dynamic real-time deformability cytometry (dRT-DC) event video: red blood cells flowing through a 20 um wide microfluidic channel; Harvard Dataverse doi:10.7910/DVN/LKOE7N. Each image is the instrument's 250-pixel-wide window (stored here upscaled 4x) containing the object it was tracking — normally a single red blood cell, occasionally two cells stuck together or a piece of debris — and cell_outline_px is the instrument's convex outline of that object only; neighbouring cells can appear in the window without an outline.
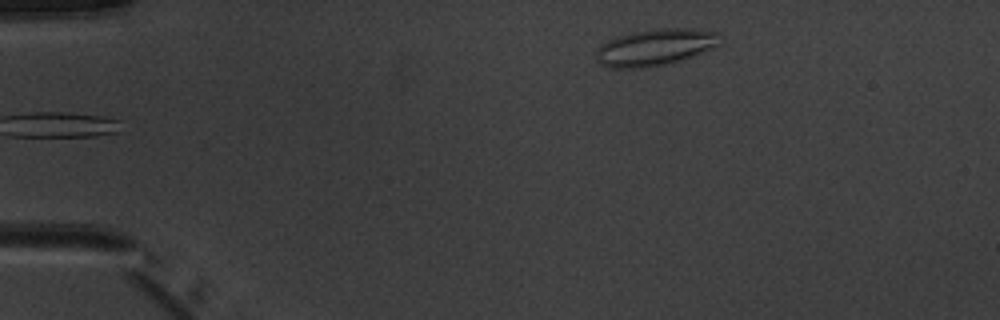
{"species": "common noctule bat (a hibernating species)", "species_latin": "Nyctalus noctula", "temperature_condition": "warm", "stored_images_in_passage": 5, "camera_frame_rate_fps": 3000, "um_per_image_px": 0.085, "animal": {"sex": "male", "body_mass_g": 20.1, "forearm_length_mm": 53.5}, "frame": {"image": 1, "passage_image": 5, "time_ms": 4.667, "image_size_px": [1000, 320], "cell_outline_px": [[724, 40], [716, 48], [668, 64], [648, 68], [612, 68], [600, 64], [596, 60], [596, 52], [608, 40], [616, 36], [632, 32], [656, 28], [692, 28], [720, 32]], "centroid_in_image_um": [55.78, 4.01], "position_along_channel_um": 29.2, "area_um2": 26.99}}